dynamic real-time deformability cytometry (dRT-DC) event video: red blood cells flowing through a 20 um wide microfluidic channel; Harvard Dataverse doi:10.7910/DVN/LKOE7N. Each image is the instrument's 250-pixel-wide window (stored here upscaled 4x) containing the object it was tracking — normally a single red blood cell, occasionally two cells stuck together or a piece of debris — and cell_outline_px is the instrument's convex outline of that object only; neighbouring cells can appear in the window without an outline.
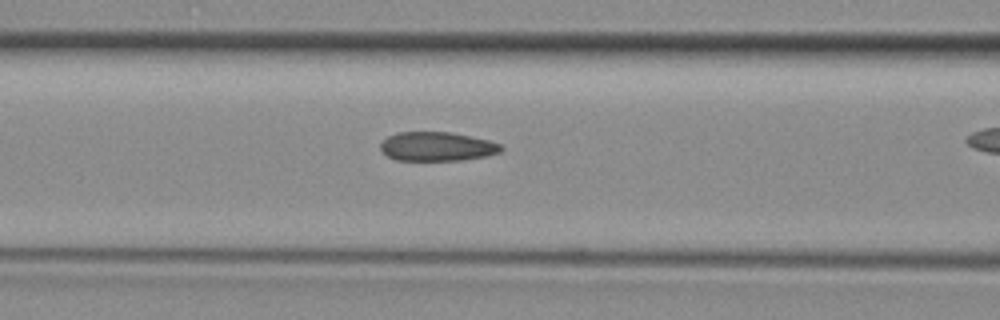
{"species": "common noctule bat (a hibernating species)", "species_latin": "Nyctalus noctula", "temperature_condition": "room temperature", "stored_images_in_passage": 28, "camera_frame_rate_fps": 3000, "um_per_image_px": 0.085, "animal": {"sex": "female", "body_mass_g": 29.2, "forearm_length_mm": 56.3}, "frame": {"image": 1, "passage_image": 16, "time_ms": 5.0, "image_size_px": [1000, 320], "cell_outline_px": [[504, 148], [500, 152], [484, 156], [464, 160], [396, 160], [388, 156], [380, 148], [380, 144], [388, 136], [400, 132], [448, 132], [488, 140], [500, 144]], "centroid_in_image_um": [37.14, 12.45], "position_along_channel_um": 129.5, "area_um2": 20.17}}
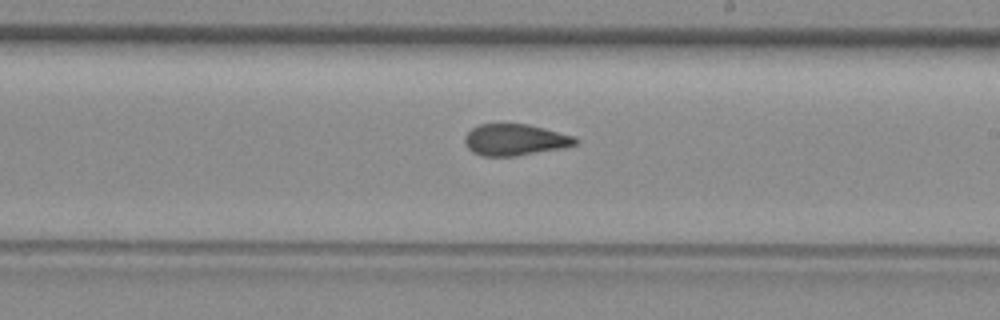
{"frame": {"image": 2, "passage_image": 24, "time_ms": 7.667, "image_size_px": [1000, 320], "cell_outline_px": [[580, 140], [576, 144], [564, 148], [516, 156], [484, 156], [472, 152], [464, 144], [464, 136], [472, 128], [480, 124], [528, 124], [576, 136]], "centroid_in_image_um": [43.79, 11.88], "position_along_channel_um": 245.2, "area_um2": 20.46}}